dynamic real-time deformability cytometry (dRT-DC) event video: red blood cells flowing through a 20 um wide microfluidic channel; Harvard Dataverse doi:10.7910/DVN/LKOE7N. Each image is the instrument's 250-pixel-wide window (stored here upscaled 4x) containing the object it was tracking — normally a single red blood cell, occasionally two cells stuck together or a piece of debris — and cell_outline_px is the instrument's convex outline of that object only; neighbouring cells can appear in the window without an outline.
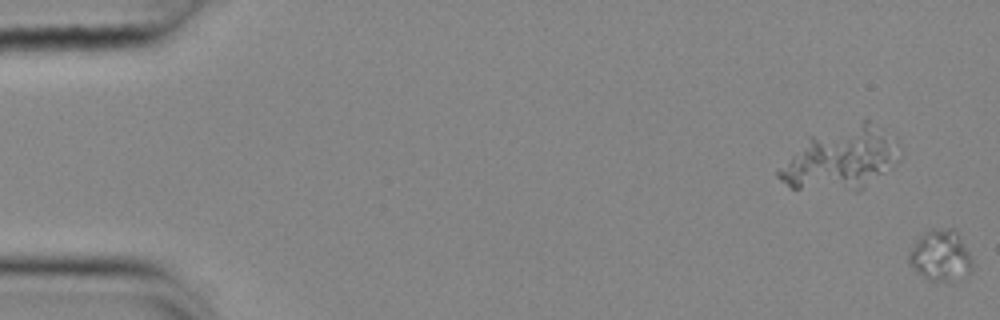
{"species": "common noctule bat (a hibernating species)", "species_latin": "Nyctalus noctula", "temperature_condition": "cold", "stored_images_in_passage": 4, "segment_of_instrument_passage": [2, 2], "camera_frame_rate_fps": 3000, "um_per_image_px": 0.085, "animal": {"sex": "female", "body_mass_g": 25.1}, "frame": {"image": 1, "passage_image": 4, "time_ms": 1.0, "image_size_px": [1000, 320], "cell_outline_px": [[972, 268], [968, 276], [952, 280], [928, 280], [916, 272], [908, 260], [908, 252], [920, 236], [924, 232], [932, 228], [952, 228], [956, 232], [968, 252], [972, 260]], "centroid_in_image_um": [79.93, 21.73], "position_along_channel_um": 5.1, "area_um2": 18.67}}